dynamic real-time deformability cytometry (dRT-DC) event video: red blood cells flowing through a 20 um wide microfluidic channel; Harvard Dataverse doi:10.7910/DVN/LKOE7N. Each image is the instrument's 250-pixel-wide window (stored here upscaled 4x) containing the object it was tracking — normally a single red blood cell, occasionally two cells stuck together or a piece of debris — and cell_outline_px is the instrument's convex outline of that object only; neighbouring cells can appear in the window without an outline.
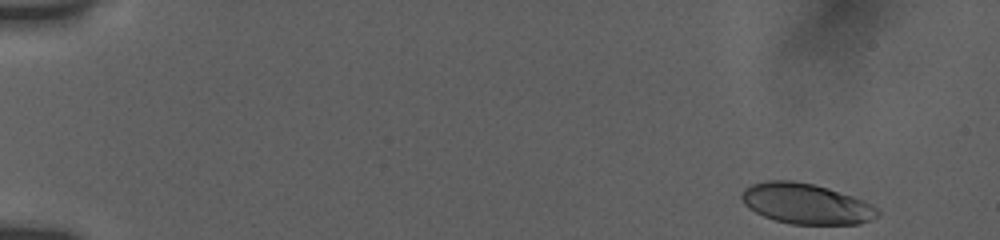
{"species": "human", "species_latin": "Homo sapiens", "temperature_condition": "room temperature", "stored_images_in_passage": 51, "camera_frame_rate_fps": 3000, "um_per_image_px": 0.085, "donor": {"sex": "female"}, "frame": {"image": 1, "passage_image": 1, "time_ms": 0.0, "image_size_px": [1000, 240], "cell_outline_px": [[880, 212], [876, 216], [860, 224], [792, 224], [776, 220], [764, 216], [748, 208], [744, 204], [740, 196], [744, 188], [752, 184], [768, 180], [792, 180], [812, 184], [828, 188], [864, 200], [872, 204]], "centroid_in_image_um": [68.5, 17.31], "position_along_channel_um": 16.5, "area_um2": 31.96}}
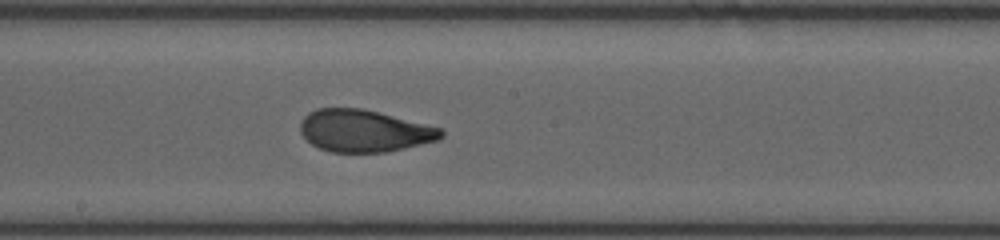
{"frame": {"image": 2, "passage_image": 28, "time_ms": 9.0, "image_size_px": [1000, 240], "cell_outline_px": [[444, 136], [436, 140], [404, 148], [384, 152], [332, 152], [320, 148], [312, 144], [300, 132], [300, 120], [308, 112], [316, 108], [360, 108], [440, 128], [444, 132]], "centroid_in_image_um": [30.89, 11.12], "position_along_channel_um": 217.3, "area_um2": 34.1}}
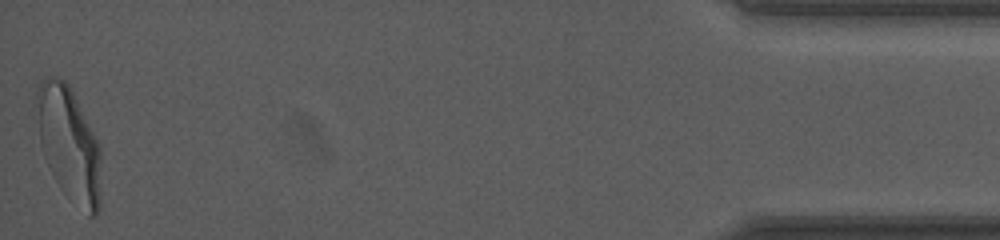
{"frame": {"image": 3, "passage_image": 51, "time_ms": 16.667, "image_size_px": [1000, 240], "cell_outline_px": [[100, 208], [96, 216], [88, 216], [44, 156], [40, 144], [36, 92], [40, 80], [48, 76], [60, 76], [68, 84], [100, 144]], "centroid_in_image_um": [5.9, 12.09], "position_along_channel_um": 429.3, "area_um2": 40.92}, "authors_computed_cell_mechanics": {"area_um2": 34.9112, "velocity_mm_per_s": 3.8267, "shape_relaxation_time_tau1_ms": 5.2758, "shape_relaxation_time_tau2_ms": 0.9788, "deformation_change_tau1": 0.1986, "deformation_change_tau2": 0.0709}}